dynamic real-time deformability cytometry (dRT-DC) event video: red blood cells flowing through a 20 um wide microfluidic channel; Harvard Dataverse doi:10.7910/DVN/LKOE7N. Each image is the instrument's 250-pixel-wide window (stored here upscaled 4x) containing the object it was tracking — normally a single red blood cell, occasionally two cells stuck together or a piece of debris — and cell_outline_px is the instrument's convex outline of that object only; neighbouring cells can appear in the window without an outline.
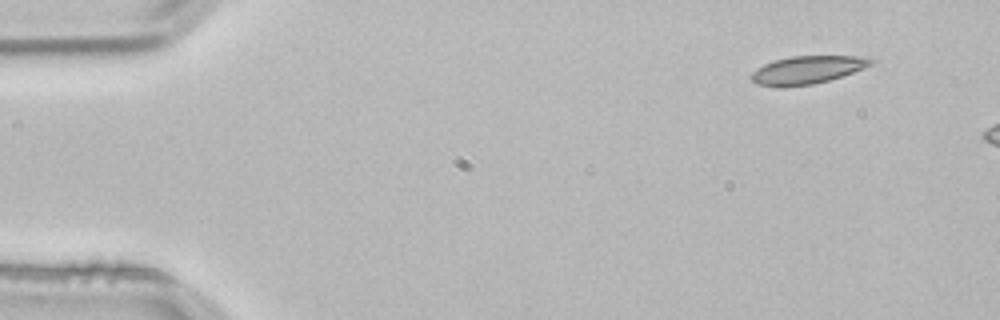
{"species": "common noctule bat (a hibernating species)", "species_latin": "Nyctalus noctula", "temperature_condition": "room temperature", "stored_images_in_passage": 3, "camera_frame_rate_fps": 3000, "um_per_image_px": 0.085, "animal": {"sex": "male", "body_mass_g": 21.5, "forearm_length_mm": 52.0}, "frame": {"image": 1, "passage_image": 1, "time_ms": 0.0, "image_size_px": [1000, 320], "cell_outline_px": [[876, 60], [872, 64], [864, 68], [828, 80], [812, 84], [780, 88], [756, 84], [748, 76], [756, 68], [764, 64], [776, 60], [792, 56], [856, 56]], "centroid_in_image_um": [68.54, 5.95], "position_along_channel_um": 16.5, "area_um2": 19.42}}